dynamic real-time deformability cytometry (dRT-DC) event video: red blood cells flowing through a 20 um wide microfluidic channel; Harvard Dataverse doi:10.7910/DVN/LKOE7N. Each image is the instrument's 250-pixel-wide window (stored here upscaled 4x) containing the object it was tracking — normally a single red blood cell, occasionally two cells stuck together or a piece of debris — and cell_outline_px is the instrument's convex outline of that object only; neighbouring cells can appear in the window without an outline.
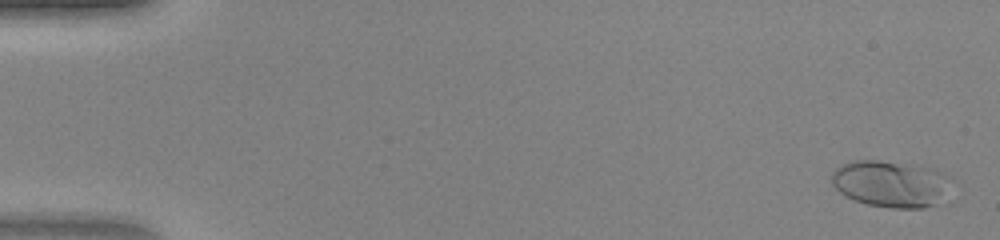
{"species": "human", "species_latin": "Homo sapiens", "temperature_condition": "warm", "stored_images_in_passage": 48, "camera_frame_rate_fps": 3000, "um_per_image_px": 0.085, "donor": {"sex": "female"}, "frame": {"image": 1, "passage_image": 2, "time_ms": 0.333, "image_size_px": [1000, 240], "cell_outline_px": [[952, 204], [924, 208], [892, 208], [868, 204], [844, 196], [832, 184], [832, 172], [836, 168], [852, 160], [880, 160], [936, 168], [944, 176]], "centroid_in_image_um": [75.8, 15.66], "position_along_channel_um": 9.2, "area_um2": 33.12}}
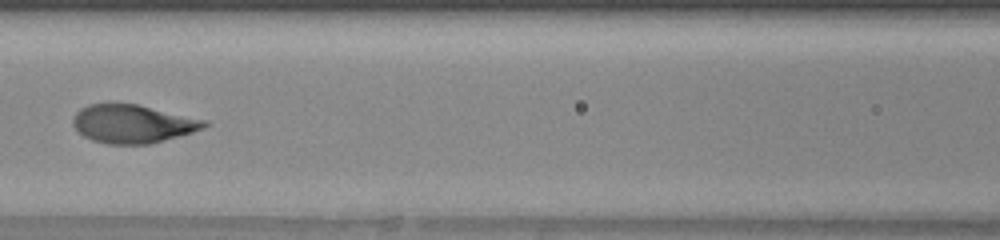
{"frame": {"image": 2, "passage_image": 23, "time_ms": 7.333, "image_size_px": [1000, 240], "cell_outline_px": [[208, 124], [204, 128], [192, 132], [164, 140], [148, 144], [108, 144], [92, 140], [84, 136], [72, 124], [72, 120], [76, 112], [80, 108], [88, 104], [112, 100], [140, 104], [208, 120]], "centroid_in_image_um": [11.26, 10.47], "position_along_channel_um": 155.3, "area_um2": 30.11}}
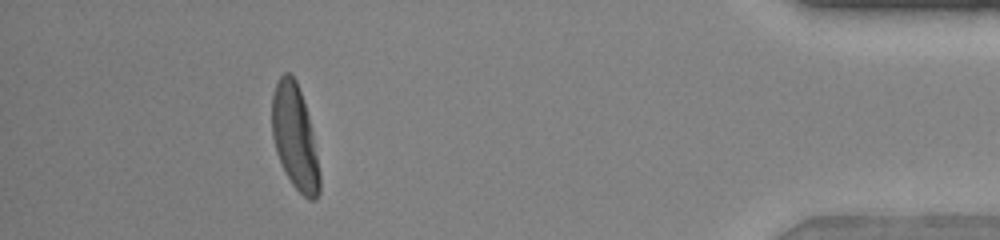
{"frame": {"image": 3, "passage_image": 44, "time_ms": 14.333, "image_size_px": [1000, 240], "cell_outline_px": [[320, 192], [316, 200], [308, 200], [292, 184], [276, 152], [272, 136], [272, 96], [276, 80], [284, 72], [288, 72], [296, 80], [304, 100], [312, 132], [320, 172]], "centroid_in_image_um": [25.06, 11.65], "position_along_channel_um": 410.1, "area_um2": 28.9}}